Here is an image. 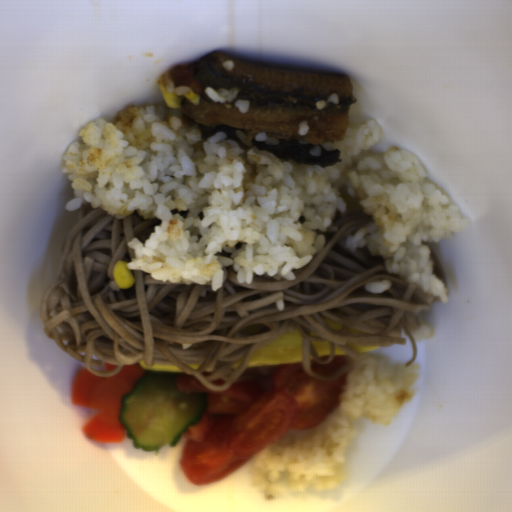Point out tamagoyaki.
Here are the masks:
<instances>
[{"label":"tamagoyaki","instance_id":"1","mask_svg":"<svg viewBox=\"0 0 512 512\" xmlns=\"http://www.w3.org/2000/svg\"><path fill=\"white\" fill-rule=\"evenodd\" d=\"M303 338L298 330H286L278 338L256 347L249 354L246 368H268L302 363Z\"/></svg>","mask_w":512,"mask_h":512},{"label":"tamagoyaki","instance_id":"2","mask_svg":"<svg viewBox=\"0 0 512 512\" xmlns=\"http://www.w3.org/2000/svg\"><path fill=\"white\" fill-rule=\"evenodd\" d=\"M139 366L147 372V370H156V371H164V372H179L183 373L182 369L177 367L176 365H167V364H153L152 366H147L144 364V360H140L138 362Z\"/></svg>","mask_w":512,"mask_h":512},{"label":"tamagoyaki","instance_id":"3","mask_svg":"<svg viewBox=\"0 0 512 512\" xmlns=\"http://www.w3.org/2000/svg\"><path fill=\"white\" fill-rule=\"evenodd\" d=\"M317 356H330L331 344L329 341L323 340H310Z\"/></svg>","mask_w":512,"mask_h":512},{"label":"tamagoyaki","instance_id":"4","mask_svg":"<svg viewBox=\"0 0 512 512\" xmlns=\"http://www.w3.org/2000/svg\"><path fill=\"white\" fill-rule=\"evenodd\" d=\"M350 349H352L354 352H356L357 354H362L364 352H368V351H371V350H375V349H379L381 348L380 345H361V344H357L355 342H347L346 344Z\"/></svg>","mask_w":512,"mask_h":512},{"label":"tamagoyaki","instance_id":"5","mask_svg":"<svg viewBox=\"0 0 512 512\" xmlns=\"http://www.w3.org/2000/svg\"><path fill=\"white\" fill-rule=\"evenodd\" d=\"M323 322L329 327L331 328L332 330H335V331H339L342 329L343 325L344 324H339V323H336L326 317L323 316Z\"/></svg>","mask_w":512,"mask_h":512},{"label":"tamagoyaki","instance_id":"6","mask_svg":"<svg viewBox=\"0 0 512 512\" xmlns=\"http://www.w3.org/2000/svg\"><path fill=\"white\" fill-rule=\"evenodd\" d=\"M348 354L342 350L339 346H337L335 344V348H334V354H333V357H336V356H347Z\"/></svg>","mask_w":512,"mask_h":512}]
</instances>
